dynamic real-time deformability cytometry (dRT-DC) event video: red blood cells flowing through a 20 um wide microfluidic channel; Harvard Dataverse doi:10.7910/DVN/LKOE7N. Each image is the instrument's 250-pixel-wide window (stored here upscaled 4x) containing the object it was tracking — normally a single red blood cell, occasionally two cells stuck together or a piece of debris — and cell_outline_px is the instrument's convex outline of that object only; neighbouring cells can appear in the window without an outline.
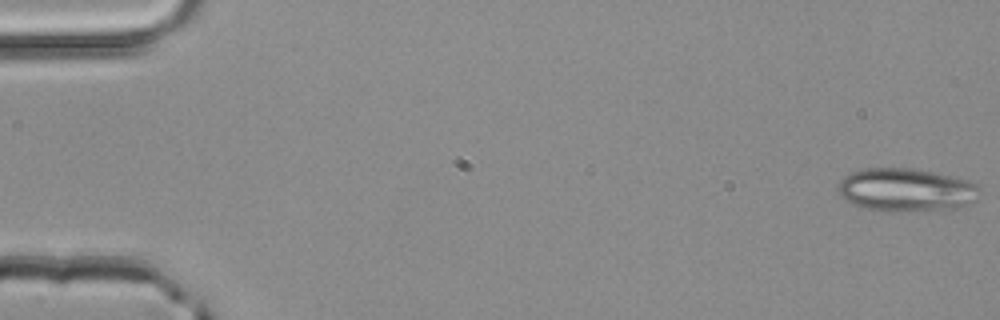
{"species": "common noctule bat (a hibernating species)", "species_latin": "Nyctalus noctula", "temperature_condition": "room temperature", "stored_images_in_passage": 50, "camera_frame_rate_fps": 3000, "um_per_image_px": 0.085, "animal": {"sex": "male", "body_mass_g": 20.4}, "frame": {"image": 1, "passage_image": 1, "time_ms": 0.0, "image_size_px": [1000, 320], "cell_outline_px": [[980, 196], [976, 200], [960, 208], [904, 212], [900, 212], [868, 208], [852, 204], [844, 200], [840, 196], [836, 188], [840, 180], [844, 176], [852, 172], [868, 168], [912, 168], [932, 172], [968, 180], [980, 184]], "centroid_in_image_um": [77.04, 16.15], "position_along_channel_um": 8.0, "area_um2": 36.01}}
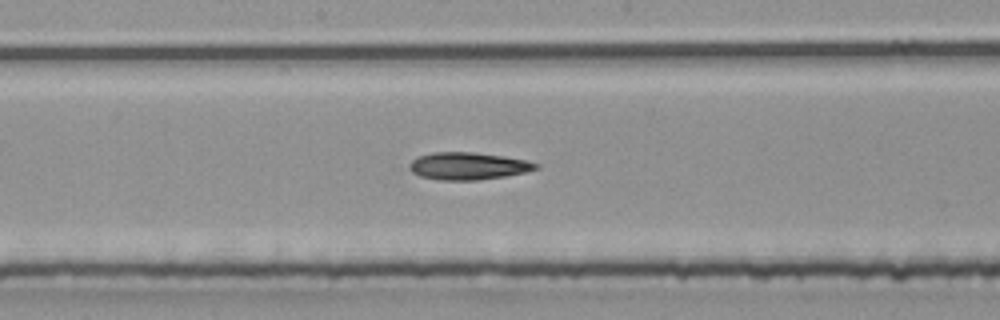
{"frame": {"image": 2, "passage_image": 27, "time_ms": 8.667, "image_size_px": [1000, 320], "cell_outline_px": [[540, 168], [524, 172], [504, 176], [476, 180], [440, 180], [420, 176], [412, 172], [408, 168], [408, 164], [416, 156], [432, 152], [472, 152], [504, 156], [528, 160], [540, 164]], "centroid_in_image_um": [39.77, 14.1], "position_along_channel_um": 208.4, "area_um2": 20.29}}
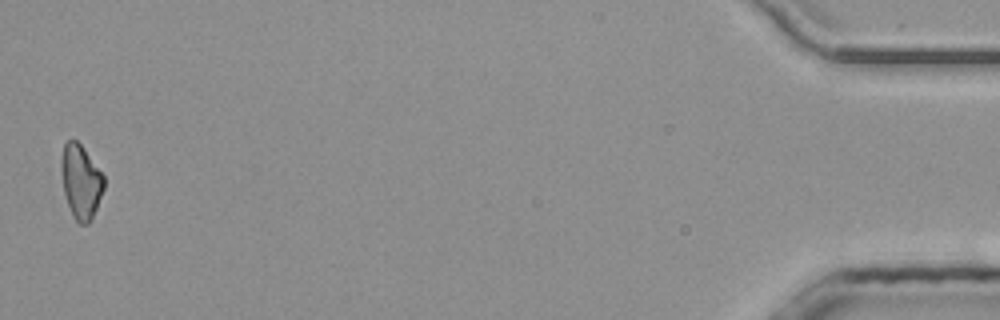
{"frame": {"image": 3, "passage_image": 50, "time_ms": 16.333, "image_size_px": [1000, 320], "cell_outline_px": [[104, 188], [96, 208], [88, 224], [80, 224], [72, 216], [64, 192], [60, 168], [60, 160], [64, 144], [68, 140], [76, 140], [84, 148], [104, 176]], "centroid_in_image_um": [6.85, 15.42], "position_along_channel_um": 428.3, "area_um2": 18.26}}